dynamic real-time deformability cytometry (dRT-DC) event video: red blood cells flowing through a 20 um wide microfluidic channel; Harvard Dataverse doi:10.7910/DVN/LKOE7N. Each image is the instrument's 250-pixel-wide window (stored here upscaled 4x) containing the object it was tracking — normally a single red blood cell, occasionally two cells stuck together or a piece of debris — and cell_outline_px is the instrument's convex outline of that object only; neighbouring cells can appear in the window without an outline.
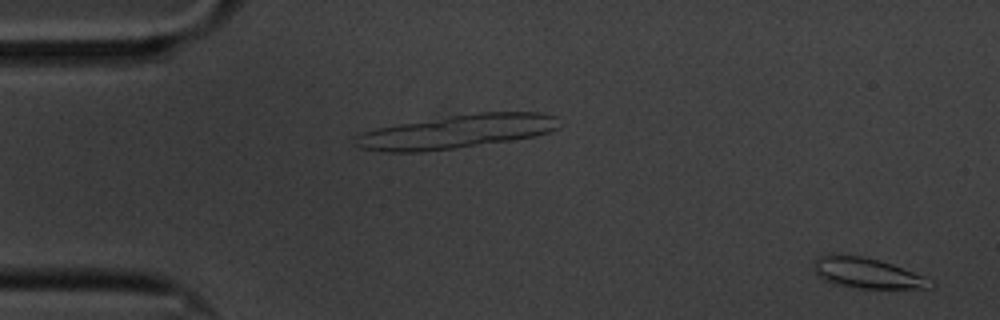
{"species": "common noctule bat (a hibernating species)", "species_latin": "Nyctalus noctula", "temperature_condition": "cold", "stored_images_in_passage": 60, "camera_frame_rate_fps": 3000, "um_per_image_px": 0.085, "animal": {"sex": "male", "body_mass_g": 20.1, "forearm_length_mm": 53.5}, "frame": {"image": 1, "passage_image": 2, "time_ms": 0.333, "image_size_px": [1000, 320], "cell_outline_px": [[936, 288], [860, 288], [836, 284], [824, 280], [812, 268], [816, 260], [820, 256], [828, 252], [832, 252], [864, 256], [880, 260], [892, 264], [924, 276], [936, 284]], "centroid_in_image_um": [73.69, 23.18], "position_along_channel_um": 11.3, "area_um2": 20.92}}
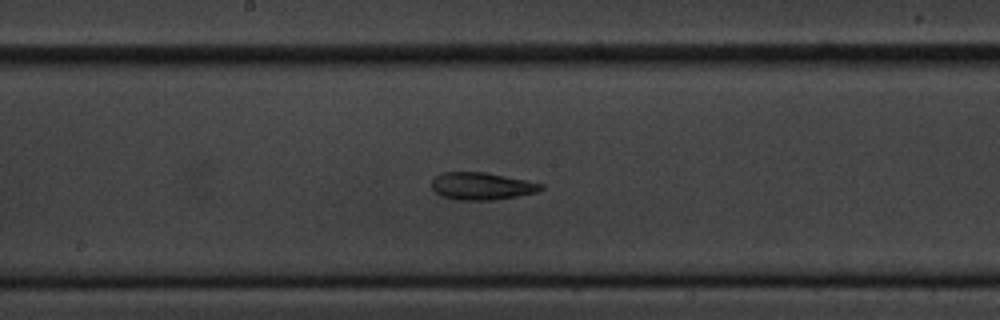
{"frame": {"image": 2, "passage_image": 31, "time_ms": 10.0, "image_size_px": [1000, 320], "cell_outline_px": [[544, 188], [536, 192], [516, 196], [492, 200], [456, 200], [440, 196], [432, 188], [432, 180], [440, 172], [484, 172], [544, 184]], "centroid_in_image_um": [40.9, 15.82], "position_along_channel_um": 207.3, "area_um2": 17.34}}
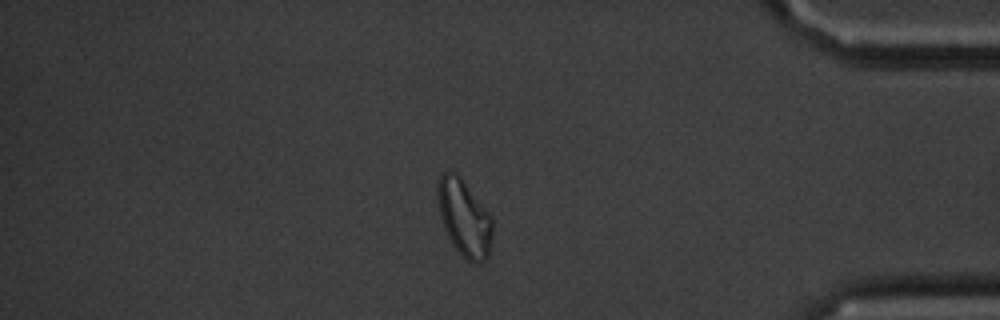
{"frame": {"image": 3, "passage_image": 51, "time_ms": 16.667, "image_size_px": [1000, 320], "cell_outline_px": [[492, 240], [488, 256], [480, 264], [472, 264], [452, 244], [444, 228], [440, 216], [436, 196], [436, 184], [440, 176], [448, 168], [456, 172], [460, 176], [492, 216]], "centroid_in_image_um": [39.45, 18.48], "position_along_channel_um": 395.8, "area_um2": 24.85}, "authors_computed_cell_mechanics": {"area_um2": 18.5538, "velocity_mm_per_s": 3.2869, "shape_relaxation_time_tau1_ms": null, "shape_relaxation_time_tau2_ms": 6.6757, "deformation_change_tau1": null, "deformation_change_tau2": 0.1498}}